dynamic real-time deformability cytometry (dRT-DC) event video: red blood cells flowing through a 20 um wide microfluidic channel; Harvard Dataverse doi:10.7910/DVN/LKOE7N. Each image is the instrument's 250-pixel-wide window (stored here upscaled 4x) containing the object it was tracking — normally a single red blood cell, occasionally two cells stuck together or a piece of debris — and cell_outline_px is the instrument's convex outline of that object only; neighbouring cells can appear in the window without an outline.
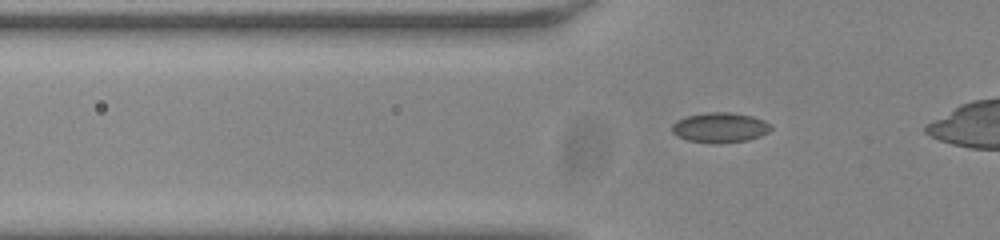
{"species": "common noctule bat (a hibernating species)", "species_latin": "Nyctalus noctula", "temperature_condition": "room temperature", "stored_images_in_passage": 39, "camera_frame_rate_fps": 3000, "um_per_image_px": 0.085, "animal": {"sex": "male", "body_mass_g": 20.0, "forearm_length_mm": 53.3}, "frame": {"image": 1, "passage_image": 9, "time_ms": 2.667, "image_size_px": [1000, 240], "cell_outline_px": [[772, 128], [768, 132], [760, 136], [748, 140], [720, 144], [712, 144], [688, 140], [676, 136], [672, 132], [672, 124], [676, 120], [688, 116], [704, 112], [728, 112], [752, 116], [764, 120]], "centroid_in_image_um": [61.17, 10.85], "position_along_channel_um": 64.6, "area_um2": 17.46}}
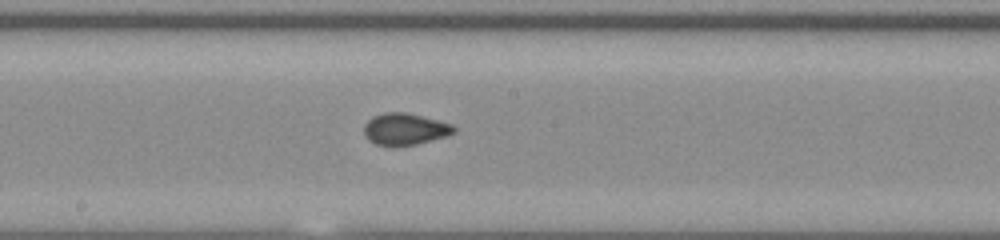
{"frame": {"image": 2, "passage_image": 21, "time_ms": 6.667, "image_size_px": [1000, 240], "cell_outline_px": [[456, 132], [448, 136], [416, 144], [376, 144], [368, 140], [364, 136], [364, 124], [372, 116], [384, 112], [408, 112], [452, 124], [456, 128]], "centroid_in_image_um": [34.43, 10.94], "position_along_channel_um": 213.8, "area_um2": 16.53}}
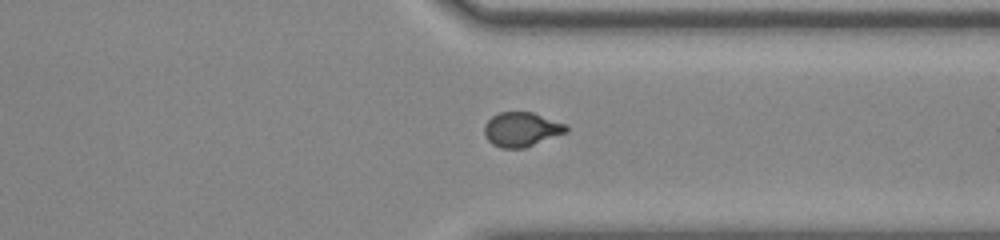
{"frame": {"image": 3, "passage_image": 33, "time_ms": 10.667, "image_size_px": [1000, 240], "cell_outline_px": [[568, 132], [524, 148], [500, 148], [492, 144], [484, 136], [484, 124], [492, 116], [500, 112], [532, 112], [568, 124]], "centroid_in_image_um": [44.33, 11.0], "position_along_channel_um": 367.1, "area_um2": 16.59}, "authors_computed_cell_mechanics": {"area_um2": 16.473, "velocity_mm_per_s": 3.8294, "shape_relaxation_time_tau1_ms": null, "shape_relaxation_time_tau2_ms": 0.7499, "deformation_change_tau1": null, "deformation_change_tau2": 0.0492}}